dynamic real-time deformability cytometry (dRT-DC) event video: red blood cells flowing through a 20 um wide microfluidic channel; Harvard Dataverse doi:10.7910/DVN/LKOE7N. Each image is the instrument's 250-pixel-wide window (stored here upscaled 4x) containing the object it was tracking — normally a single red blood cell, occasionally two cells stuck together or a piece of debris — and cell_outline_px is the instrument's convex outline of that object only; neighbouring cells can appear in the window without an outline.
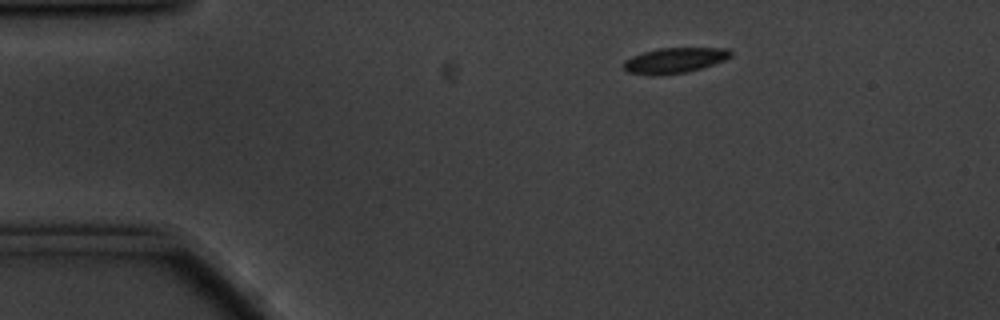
{"species": "common noctule bat (a hibernating species)", "species_latin": "Nyctalus noctula", "temperature_condition": "cold", "stored_images_in_passage": 49, "camera_frame_rate_fps": 3000, "um_per_image_px": 0.085, "animal": {"sex": "male", "body_mass_g": 20.1, "forearm_length_mm": 53.5}, "frame": {"image": 1, "passage_image": 1, "time_ms": 0.0, "image_size_px": [1000, 320], "cell_outline_px": [[732, 56], [724, 60], [700, 68], [684, 72], [652, 76], [628, 72], [624, 68], [624, 60], [632, 56], [644, 52], [660, 48], [728, 48], [732, 52]], "centroid_in_image_um": [57.32, 5.13], "position_along_channel_um": 27.7, "area_um2": 15.66}}
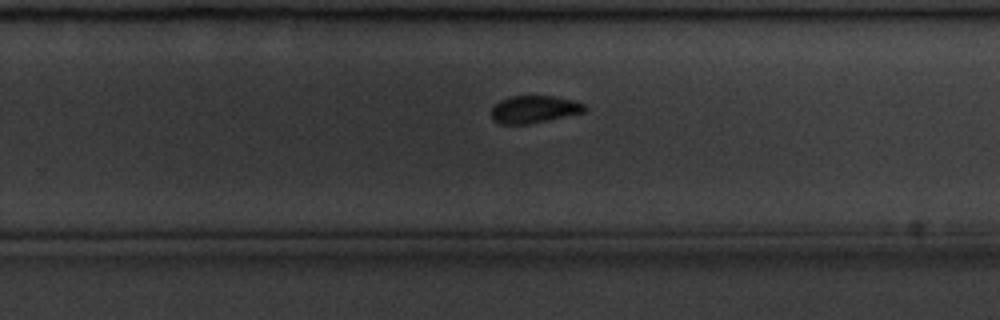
{"frame": {"image": 2, "passage_image": 28, "time_ms": 9.0, "image_size_px": [1000, 320], "cell_outline_px": [[588, 108], [584, 112], [548, 120], [528, 124], [500, 124], [492, 120], [492, 108], [500, 100], [508, 96], [552, 96], [576, 100], [588, 104]], "centroid_in_image_um": [45.44, 9.28], "position_along_channel_um": 284.4, "area_um2": 15.09}}
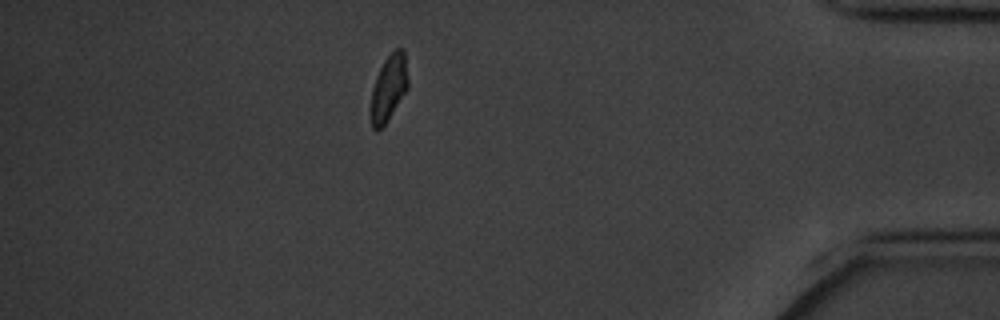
{"frame": {"image": 3, "passage_image": 42, "time_ms": 13.667, "image_size_px": [1000, 320], "cell_outline_px": [[408, 88], [384, 124], [376, 132], [372, 128], [368, 116], [372, 88], [376, 76], [384, 60], [396, 48], [404, 48], [408, 80]], "centroid_in_image_um": [33.0, 7.5], "position_along_channel_um": 402.2, "area_um2": 14.51}, "authors_computed_cell_mechanics": {"area_um2": 15.6638, "velocity_mm_per_s": 3.4485, "shape_relaxation_time_tau1_ms": null, "shape_relaxation_time_tau2_ms": 3.1937, "deformation_change_tau1": null, "deformation_change_tau2": 0.0509}}